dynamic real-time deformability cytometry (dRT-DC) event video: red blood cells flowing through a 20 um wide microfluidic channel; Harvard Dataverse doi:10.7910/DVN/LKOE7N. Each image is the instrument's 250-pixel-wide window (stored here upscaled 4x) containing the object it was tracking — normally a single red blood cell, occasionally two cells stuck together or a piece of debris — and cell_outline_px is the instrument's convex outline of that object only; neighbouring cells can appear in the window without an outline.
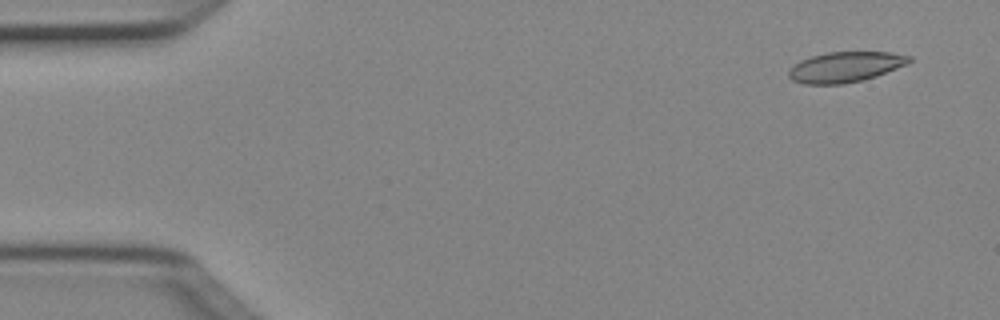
{"species": "Egyptian fruit bat (a non-hibernating species)", "species_latin": "Rousettus aegyptiacus", "temperature_condition": "cold", "stored_images_in_passage": 5, "camera_frame_rate_fps": 3000, "um_per_image_px": 0.085, "animal": {"sex": "female"}, "frame": {"image": 1, "passage_image": 1, "time_ms": 0.0, "image_size_px": [1000, 320], "cell_outline_px": [[912, 60], [908, 64], [876, 76], [864, 80], [844, 84], [804, 84], [792, 80], [788, 76], [788, 72], [800, 60], [812, 56], [828, 52], [892, 52], [912, 56]], "centroid_in_image_um": [71.89, 5.69], "position_along_channel_um": 13.1, "area_um2": 21.39}}
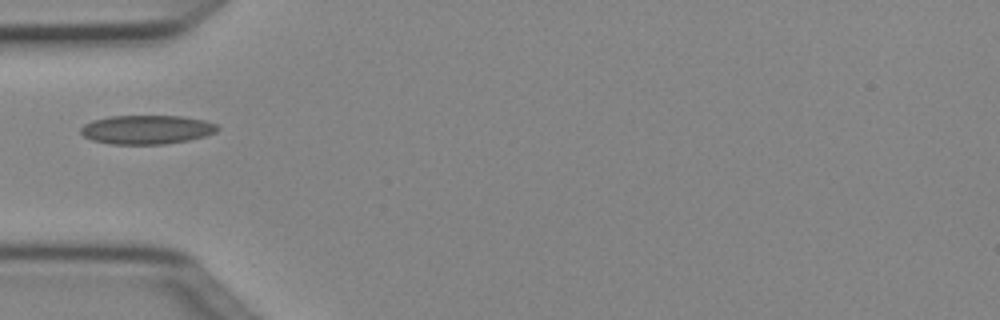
{"frame": {"image": 2, "passage_image": 4, "time_ms": 1.0, "image_size_px": [1000, 320], "cell_outline_px": [[220, 128], [216, 132], [204, 136], [188, 140], [164, 144], [112, 144], [92, 140], [84, 136], [80, 132], [80, 128], [84, 124], [92, 120], [108, 116], [180, 116], [204, 120], [216, 124]], "centroid_in_image_um": [12.45, 11.01], "position_along_channel_um": 72.5, "area_um2": 23.06}}
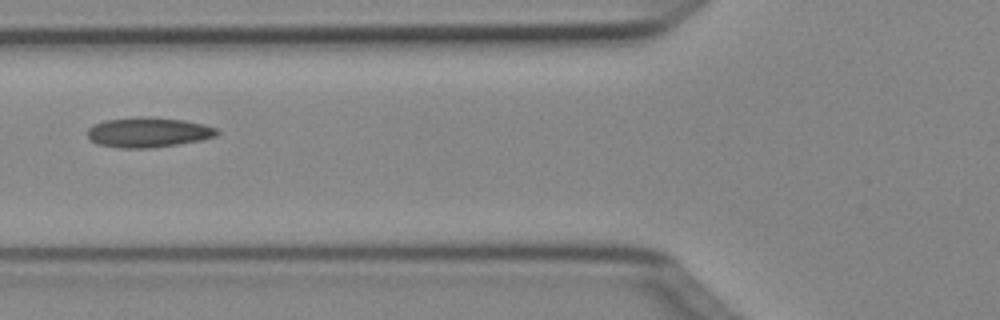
{"frame": {"image": 3, "passage_image": 5, "time_ms": 1.333, "image_size_px": [1000, 320], "cell_outline_px": [[220, 132], [216, 136], [200, 140], [176, 144], [148, 148], [120, 148], [100, 144], [92, 140], [88, 136], [88, 128], [92, 124], [104, 120], [140, 116], [144, 116], [184, 120], [204, 124], [216, 128]], "centroid_in_image_um": [12.6, 11.23], "position_along_channel_um": 113.2, "area_um2": 22.54}}